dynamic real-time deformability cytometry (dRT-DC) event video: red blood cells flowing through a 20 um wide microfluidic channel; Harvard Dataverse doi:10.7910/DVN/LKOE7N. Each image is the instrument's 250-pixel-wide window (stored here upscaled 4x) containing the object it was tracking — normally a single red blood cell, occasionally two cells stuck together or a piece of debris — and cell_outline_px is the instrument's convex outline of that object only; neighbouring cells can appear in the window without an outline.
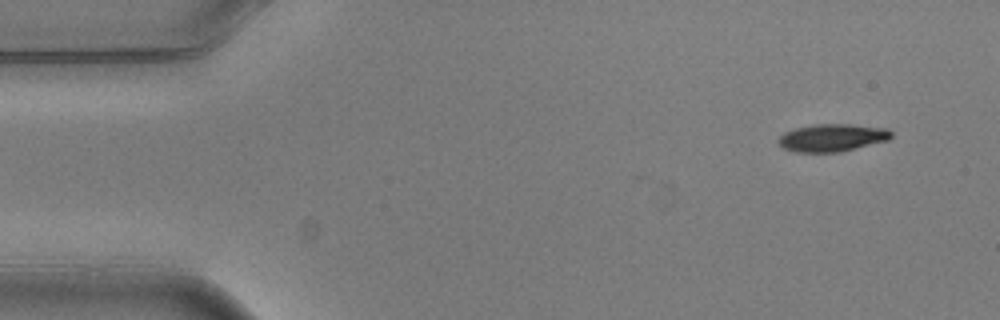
{"species": "common noctule bat (a hibernating species)", "species_latin": "Nyctalus noctula", "temperature_condition": "warm", "stored_images_in_passage": 4, "segment_of_instrument_passage": [2, 2], "camera_frame_rate_fps": 3000, "um_per_image_px": 0.085, "animal": {"sex": "male", "body_mass_g": 20.5, "forearm_length_mm": 52.5}, "frame": {"image": 1, "passage_image": 4, "time_ms": 1.0, "image_size_px": [1000, 320], "cell_outline_px": [[892, 136], [888, 140], [840, 152], [796, 152], [784, 148], [776, 140], [784, 132], [796, 128], [816, 124], [852, 124], [888, 128], [892, 132]], "centroid_in_image_um": [70.75, 11.7], "position_along_channel_um": 14.3, "area_um2": 18.15}}